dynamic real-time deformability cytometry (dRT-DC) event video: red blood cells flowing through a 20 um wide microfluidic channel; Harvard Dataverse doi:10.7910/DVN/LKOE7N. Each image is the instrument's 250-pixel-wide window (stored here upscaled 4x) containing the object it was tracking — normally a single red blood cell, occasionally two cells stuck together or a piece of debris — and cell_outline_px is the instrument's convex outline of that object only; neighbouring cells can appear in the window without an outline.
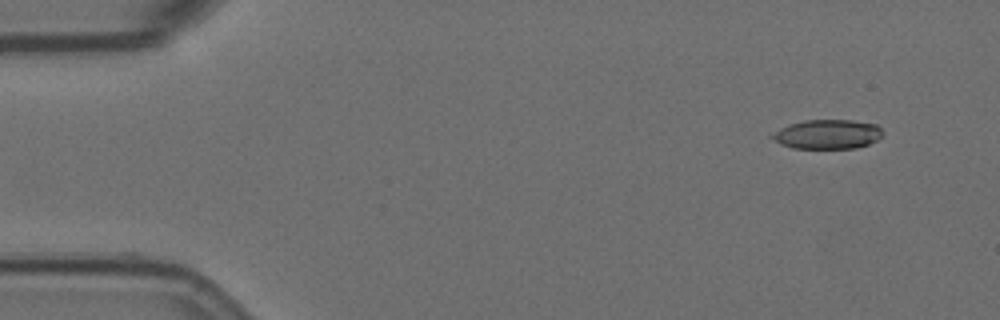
{"species": "Egyptian fruit bat (a non-hibernating species)", "species_latin": "Rousettus aegyptiacus", "temperature_condition": "room temperature", "stored_images_in_passage": 25, "camera_frame_rate_fps": 3000, "um_per_image_px": 0.085, "animal": {"sex": "female"}, "frame": {"image": 1, "passage_image": 2, "time_ms": 0.333, "image_size_px": [1000, 320], "cell_outline_px": [[884, 132], [876, 140], [868, 144], [856, 148], [792, 148], [780, 144], [768, 136], [780, 128], [788, 124], [804, 120], [852, 120], [876, 124]], "centroid_in_image_um": [70.3, 11.41], "position_along_channel_um": 14.7, "area_um2": 18.96}}
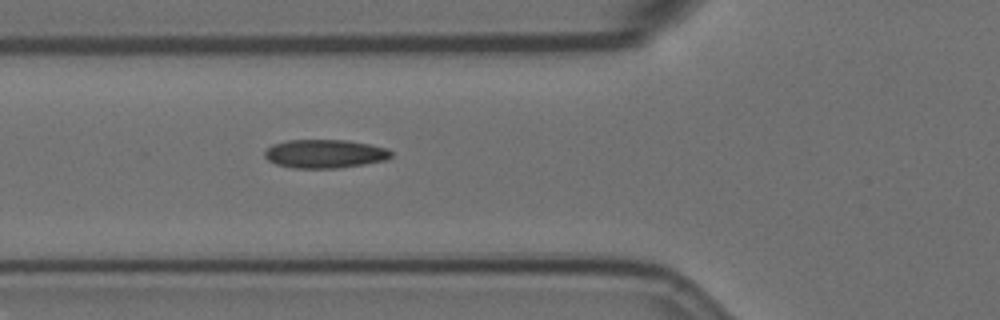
{"frame": {"image": 2, "passage_image": 18, "time_ms": 5.667, "image_size_px": [1000, 320], "cell_outline_px": [[392, 156], [388, 160], [340, 168], [292, 168], [276, 164], [268, 160], [264, 156], [264, 152], [272, 144], [288, 140], [348, 140], [388, 148], [392, 152]], "centroid_in_image_um": [27.63, 13.07], "position_along_channel_um": 98.2, "area_um2": 21.21}}
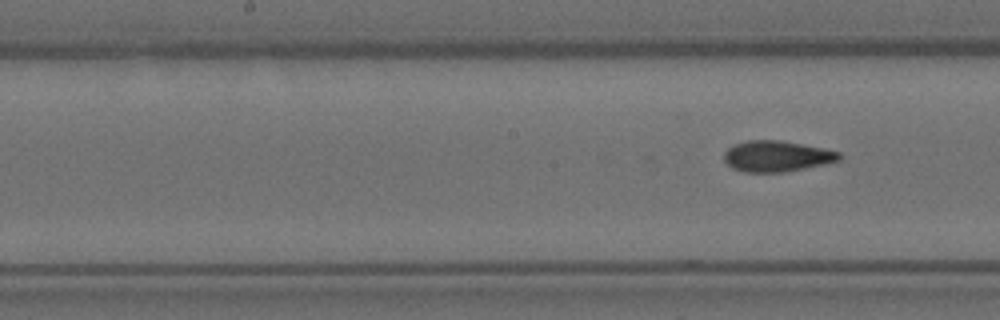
{"frame": {"image": 3, "passage_image": 25, "time_ms": 8.0, "image_size_px": [1000, 320], "cell_outline_px": [[840, 160], [824, 164], [784, 172], [744, 172], [732, 168], [724, 160], [724, 152], [732, 144], [748, 140], [780, 140], [824, 148], [840, 152]], "centroid_in_image_um": [66.0, 13.27], "position_along_channel_um": 182.2, "area_um2": 20.75}}